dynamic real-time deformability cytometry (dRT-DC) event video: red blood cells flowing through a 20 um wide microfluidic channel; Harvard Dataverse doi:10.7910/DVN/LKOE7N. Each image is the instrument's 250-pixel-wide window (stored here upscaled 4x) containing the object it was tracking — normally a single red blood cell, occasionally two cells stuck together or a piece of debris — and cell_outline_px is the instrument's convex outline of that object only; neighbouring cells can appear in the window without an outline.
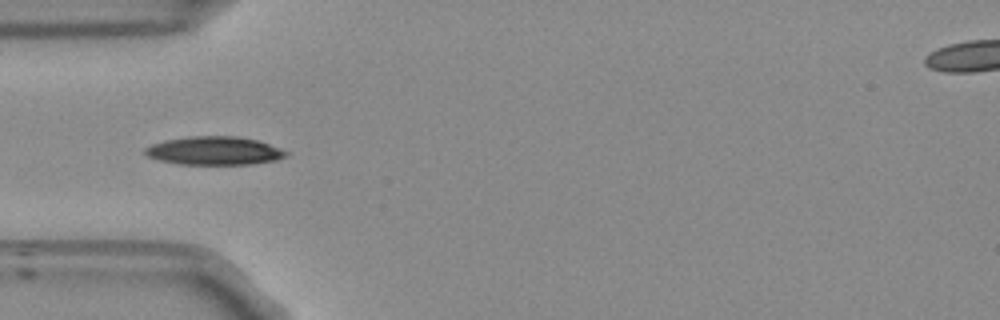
{"species": "Egyptian fruit bat (a non-hibernating species)", "species_latin": "Rousettus aegyptiacus", "temperature_condition": "room temperature", "stored_images_in_passage": 13, "camera_frame_rate_fps": 3000, "um_per_image_px": 0.085, "frame": {"image": 1, "passage_image": 3, "time_ms": 0.667, "image_size_px": [1000, 320], "cell_outline_px": [[288, 156], [276, 160], [252, 164], [180, 164], [160, 160], [148, 156], [144, 152], [144, 148], [152, 144], [164, 140], [192, 136], [236, 136], [256, 140], [280, 148], [288, 152]], "centroid_in_image_um": [18.22, 12.81], "position_along_channel_um": 66.8, "area_um2": 23.18}}